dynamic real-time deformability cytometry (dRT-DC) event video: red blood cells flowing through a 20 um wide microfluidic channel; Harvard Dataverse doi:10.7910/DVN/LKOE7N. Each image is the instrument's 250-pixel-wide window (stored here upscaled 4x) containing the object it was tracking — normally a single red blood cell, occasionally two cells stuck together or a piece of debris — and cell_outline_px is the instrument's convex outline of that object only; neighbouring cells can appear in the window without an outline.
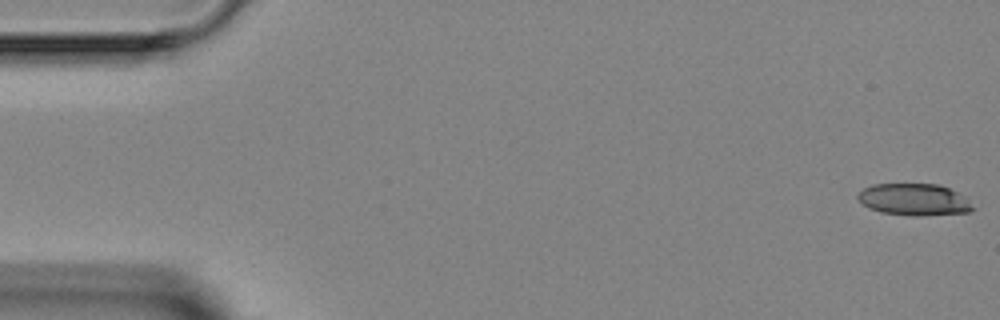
{"species": "Egyptian fruit bat (a non-hibernating species)", "species_latin": "Rousettus aegyptiacus", "temperature_condition": "room temperature", "stored_images_in_passage": 8, "camera_frame_rate_fps": 3000, "um_per_image_px": 0.085, "animal": {"sex": "female"}, "frame": {"image": 1, "passage_image": 1, "time_ms": 0.0, "image_size_px": [1000, 320], "cell_outline_px": [[976, 208], [968, 212], [916, 216], [880, 212], [868, 208], [856, 196], [864, 188], [872, 184], [940, 184], [964, 196]], "centroid_in_image_um": [77.7, 16.96], "position_along_channel_um": 7.3, "area_um2": 21.21}}
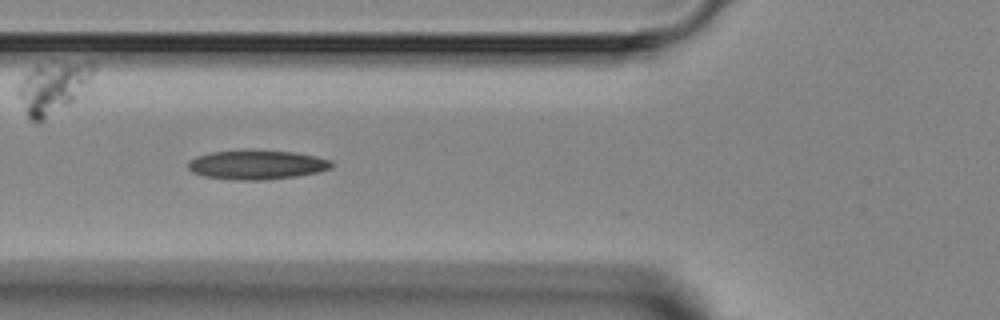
{"frame": {"image": 2, "passage_image": 6, "time_ms": 5.667, "image_size_px": [1000, 320], "cell_outline_px": [[336, 164], [332, 168], [320, 172], [296, 176], [264, 180], [232, 180], [204, 176], [192, 172], [188, 168], [188, 160], [196, 156], [208, 152], [292, 152], [316, 156], [332, 160]], "centroid_in_image_um": [21.86, 14.04], "position_along_channel_um": 103.9, "area_um2": 24.1}}
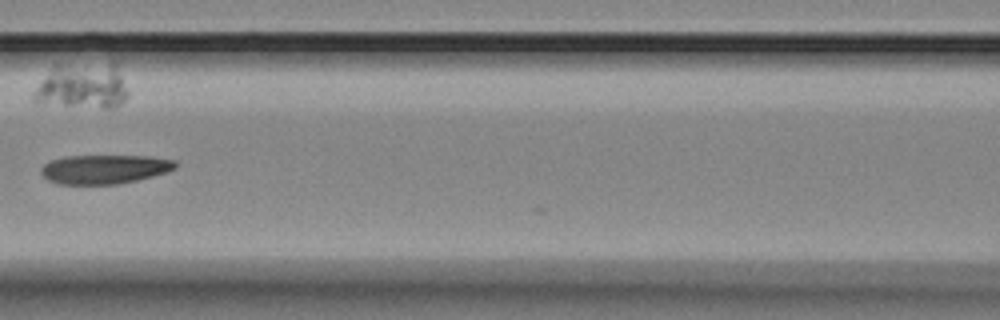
{"frame": {"image": 3, "passage_image": 7, "time_ms": 7.0, "image_size_px": [1000, 320], "cell_outline_px": [[180, 164], [176, 168], [168, 172], [136, 180], [116, 184], [56, 184], [48, 180], [40, 172], [40, 168], [48, 160], [64, 156], [152, 156], [176, 160]], "centroid_in_image_um": [8.89, 14.37], "position_along_channel_um": 157.7, "area_um2": 23.06}}